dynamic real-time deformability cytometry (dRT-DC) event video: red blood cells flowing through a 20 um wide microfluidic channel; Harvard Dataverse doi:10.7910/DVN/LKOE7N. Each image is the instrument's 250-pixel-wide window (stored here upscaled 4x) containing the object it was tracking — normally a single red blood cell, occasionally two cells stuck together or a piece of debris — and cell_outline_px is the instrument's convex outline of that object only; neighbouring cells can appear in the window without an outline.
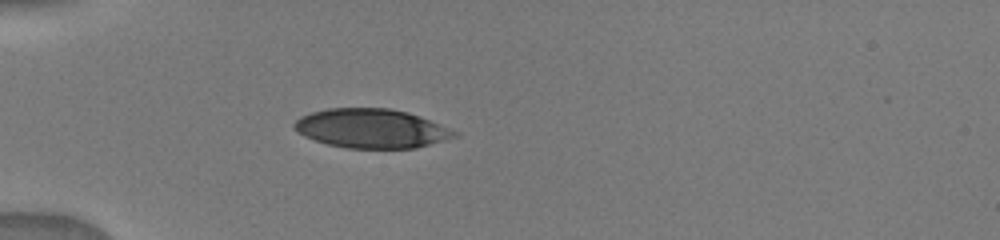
{"species": "human", "species_latin": "Homo sapiens", "temperature_condition": "warm", "stored_images_in_passage": 3, "camera_frame_rate_fps": 3000, "um_per_image_px": 0.085, "donor": {"sex": "male"}, "frame": {"image": 1, "passage_image": 1, "time_ms": 0.0, "image_size_px": [1000, 240], "cell_outline_px": [[456, 136], [444, 140], [416, 148], [348, 148], [328, 144], [304, 136], [296, 132], [292, 128], [292, 124], [300, 116], [312, 112], [328, 108], [388, 108], [408, 112], [428, 120], [456, 132]], "centroid_in_image_um": [31.49, 10.91], "position_along_channel_um": 53.5, "area_um2": 36.18}}
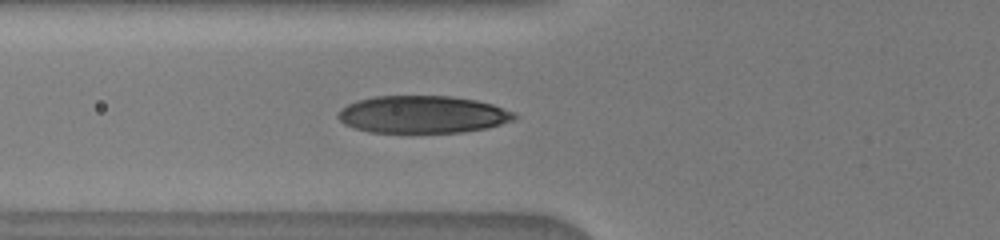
{"frame": {"image": 2, "passage_image": 3, "time_ms": 1.333, "image_size_px": [1000, 240], "cell_outline_px": [[520, 116], [512, 120], [488, 128], [464, 132], [372, 132], [356, 128], [344, 124], [336, 116], [348, 104], [356, 100], [376, 96], [452, 96], [476, 100], [492, 104], [512, 112]], "centroid_in_image_um": [35.94, 9.72], "position_along_channel_um": 89.9, "area_um2": 38.21}}